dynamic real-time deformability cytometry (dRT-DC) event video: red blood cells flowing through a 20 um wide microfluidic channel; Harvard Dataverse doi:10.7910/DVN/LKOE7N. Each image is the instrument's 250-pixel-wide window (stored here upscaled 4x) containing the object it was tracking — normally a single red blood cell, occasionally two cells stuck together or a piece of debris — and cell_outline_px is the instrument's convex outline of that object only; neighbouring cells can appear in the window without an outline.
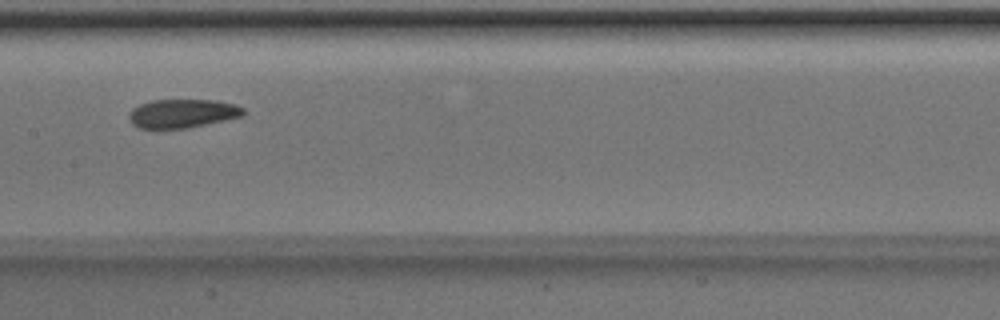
{"species": "Egyptian fruit bat (a non-hibernating species)", "species_latin": "Rousettus aegyptiacus", "temperature_condition": "room temperature", "stored_images_in_passage": 6, "camera_frame_rate_fps": 3000, "um_per_image_px": 0.085, "animal": {"sex": "male"}, "frame": {"image": 1, "passage_image": 6, "time_ms": 1.667, "image_size_px": [1000, 320], "cell_outline_px": [[244, 112], [240, 116], [224, 120], [188, 128], [140, 128], [132, 124], [128, 116], [132, 108], [140, 104], [152, 100], [216, 100], [236, 104], [244, 108]], "centroid_in_image_um": [15.49, 9.63], "position_along_channel_um": 191.9, "area_um2": 19.02}}